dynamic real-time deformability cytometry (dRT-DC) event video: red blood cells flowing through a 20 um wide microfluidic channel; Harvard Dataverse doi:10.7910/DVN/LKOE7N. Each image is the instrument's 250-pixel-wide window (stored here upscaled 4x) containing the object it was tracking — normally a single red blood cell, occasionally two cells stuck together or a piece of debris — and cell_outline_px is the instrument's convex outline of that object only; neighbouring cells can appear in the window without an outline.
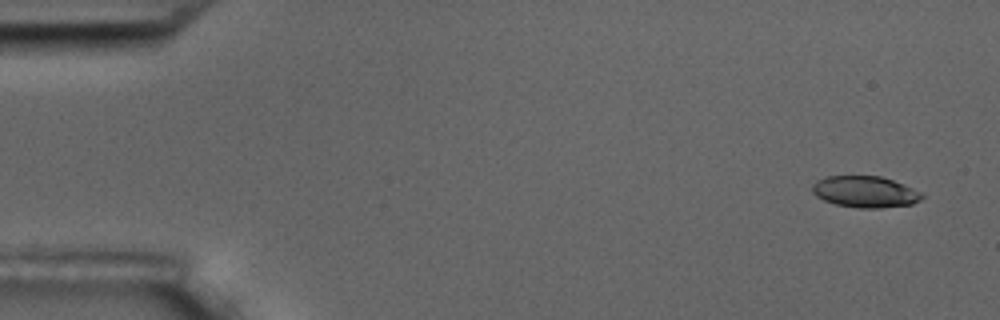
{"species": "common noctule bat (a hibernating species)", "species_latin": "Nyctalus noctula", "temperature_condition": "room temperature", "stored_images_in_passage": 54, "camera_frame_rate_fps": 3000, "um_per_image_px": 0.085, "animal": {"sex": "male", "body_mass_g": 17.5, "forearm_length_mm": 52.3}, "frame": {"image": 1, "passage_image": 1, "time_ms": 0.0, "image_size_px": [1000, 320], "cell_outline_px": [[924, 196], [920, 200], [912, 204], [880, 208], [860, 208], [836, 204], [824, 200], [816, 196], [812, 192], [812, 184], [816, 180], [828, 176], [880, 176], [904, 184], [920, 192]], "centroid_in_image_um": [73.52, 16.3], "position_along_channel_um": 11.5, "area_um2": 20.0}}
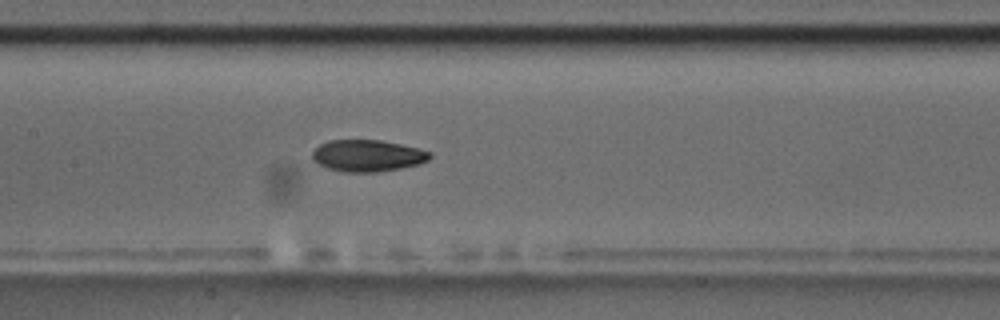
{"frame": {"image": 2, "passage_image": 25, "time_ms": 8.0, "image_size_px": [1000, 320], "cell_outline_px": [[432, 156], [428, 160], [420, 164], [400, 168], [376, 172], [344, 172], [328, 168], [312, 160], [312, 152], [320, 144], [328, 140], [380, 140], [400, 144], [432, 152]], "centroid_in_image_um": [31.24, 13.23], "position_along_channel_um": 176.2, "area_um2": 21.68}}
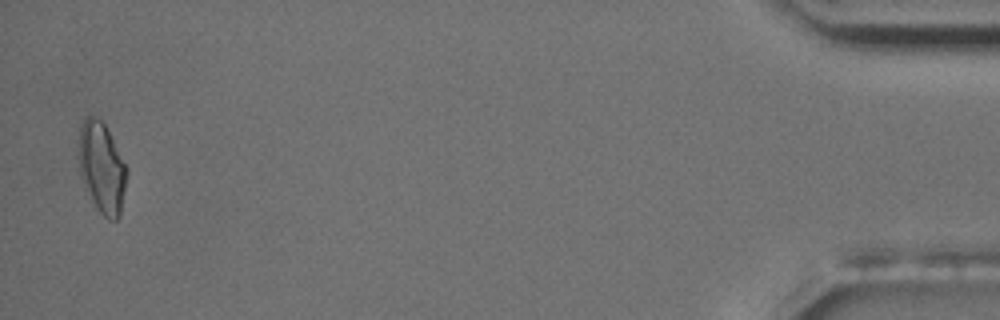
{"frame": {"image": 3, "passage_image": 53, "time_ms": 17.333, "image_size_px": [1000, 320], "cell_outline_px": [[128, 172], [120, 216], [116, 220], [108, 220], [96, 208], [84, 188], [80, 176], [80, 124], [88, 116], [92, 116], [100, 120], [104, 124], [128, 168]], "centroid_in_image_um": [8.67, 14.31], "position_along_channel_um": 426.5, "area_um2": 25.26}, "authors_computed_cell_mechanics": {"area_um2": 21.7328, "velocity_mm_per_s": 3.6247, "shape_relaxation_time_tau1_ms": 5.6881, "shape_relaxation_time_tau2_ms": 2.4798, "deformation_change_tau1": 0.1797, "deformation_change_tau2": 0.0748}}